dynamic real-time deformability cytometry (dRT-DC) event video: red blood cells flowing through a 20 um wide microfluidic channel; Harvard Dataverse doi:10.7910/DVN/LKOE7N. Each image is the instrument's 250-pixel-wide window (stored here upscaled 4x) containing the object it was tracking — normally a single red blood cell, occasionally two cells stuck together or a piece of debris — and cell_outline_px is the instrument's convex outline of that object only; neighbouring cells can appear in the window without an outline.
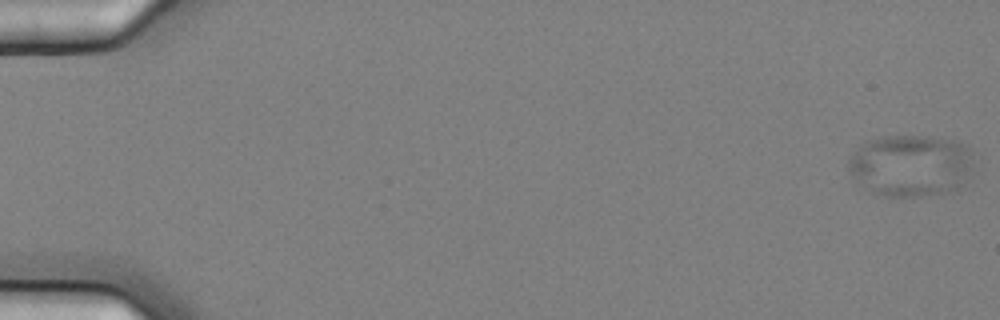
{"species": "common noctule bat (a hibernating species)", "species_latin": "Nyctalus noctula", "temperature_condition": "cold", "stored_images_in_passage": 7, "camera_frame_rate_fps": 3000, "um_per_image_px": 0.085, "animal": {"sex": "female", "body_mass_g": 25.1}, "frame": {"image": 1, "passage_image": 1, "time_ms": 0.0, "image_size_px": [1000, 320], "cell_outline_px": [[972, 172], [964, 184], [960, 188], [948, 192], [920, 196], [884, 196], [872, 192], [856, 180], [852, 176], [848, 168], [848, 160], [860, 144], [868, 140], [880, 136], [932, 136], [956, 140], [968, 144], [972, 152]], "centroid_in_image_um": [77.46, 14.05], "position_along_channel_um": 7.5, "area_um2": 45.84}}